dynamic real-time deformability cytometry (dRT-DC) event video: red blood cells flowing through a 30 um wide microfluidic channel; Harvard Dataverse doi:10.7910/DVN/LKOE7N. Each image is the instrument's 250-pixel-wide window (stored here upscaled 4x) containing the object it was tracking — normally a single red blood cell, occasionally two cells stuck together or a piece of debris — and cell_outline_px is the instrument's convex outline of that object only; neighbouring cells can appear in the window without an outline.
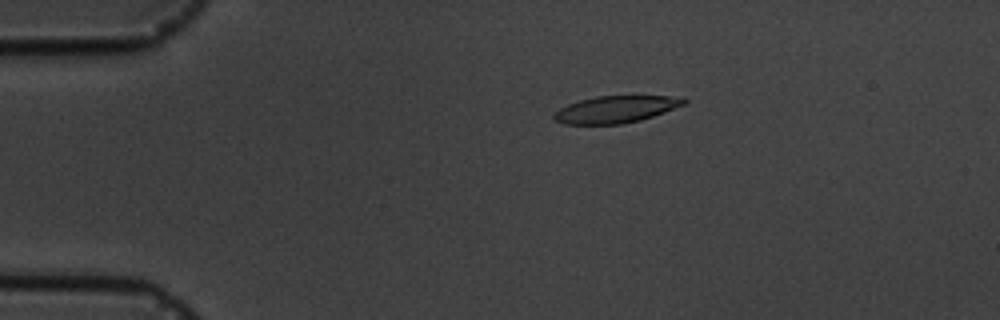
{"species": "common noctule bat (a hibernating species)", "species_latin": "Nyctalus noctula", "temperature_condition": "cold", "stored_images_in_passage": 6, "camera_frame_rate_fps": 3000, "um_per_image_px": 0.085, "animal": {"sex": "male", "body_mass_g": 19.5, "forearm_length_mm": 54.6}, "frame": {"image": 1, "passage_image": 4, "time_ms": 3.333, "image_size_px": [1000, 320], "cell_outline_px": [[688, 100], [684, 104], [664, 112], [640, 120], [620, 124], [564, 124], [556, 120], [552, 116], [552, 112], [568, 104], [580, 100], [596, 96], [684, 96]], "centroid_in_image_um": [52.33, 9.28], "position_along_channel_um": 32.7, "area_um2": 20.4}}
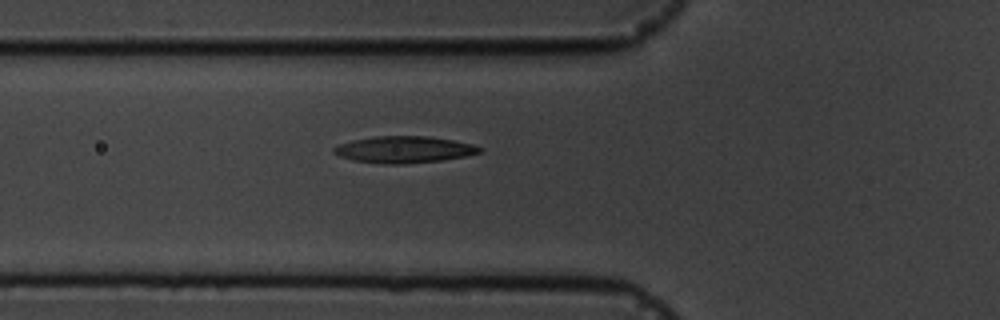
{"frame": {"image": 2, "passage_image": 6, "time_ms": 6.333, "image_size_px": [1000, 320], "cell_outline_px": [[484, 148], [480, 152], [464, 156], [440, 160], [404, 164], [380, 164], [352, 160], [340, 156], [332, 152], [332, 148], [340, 144], [352, 140], [376, 136], [428, 136], [452, 140], [472, 144]], "centroid_in_image_um": [34.31, 12.71], "position_along_channel_um": 91.5, "area_um2": 22.6}}